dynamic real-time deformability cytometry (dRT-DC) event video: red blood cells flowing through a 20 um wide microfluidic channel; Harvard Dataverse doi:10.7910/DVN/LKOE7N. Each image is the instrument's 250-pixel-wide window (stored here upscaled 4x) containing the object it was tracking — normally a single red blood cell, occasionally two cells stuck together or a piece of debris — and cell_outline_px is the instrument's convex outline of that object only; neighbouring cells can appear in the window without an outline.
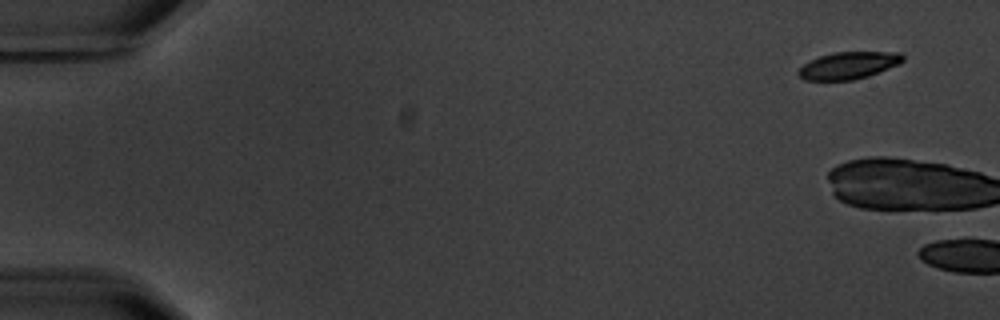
{"species": "common noctule bat (a hibernating species)", "species_latin": "Nyctalus noctula", "temperature_condition": "warm", "stored_images_in_passage": 2, "camera_frame_rate_fps": 3000, "um_per_image_px": 0.085, "animal": {"sex": "male", "body_mass_g": 20.1, "forearm_length_mm": 53.5}, "frame": {"image": 1, "passage_image": 1, "time_ms": 0.0, "image_size_px": [1000, 320], "cell_outline_px": [[904, 60], [900, 64], [868, 76], [852, 80], [804, 80], [796, 72], [804, 64], [820, 56], [832, 52], [900, 52], [904, 56]], "centroid_in_image_um": [72.15, 5.56], "position_along_channel_um": 12.9, "area_um2": 16.47}}